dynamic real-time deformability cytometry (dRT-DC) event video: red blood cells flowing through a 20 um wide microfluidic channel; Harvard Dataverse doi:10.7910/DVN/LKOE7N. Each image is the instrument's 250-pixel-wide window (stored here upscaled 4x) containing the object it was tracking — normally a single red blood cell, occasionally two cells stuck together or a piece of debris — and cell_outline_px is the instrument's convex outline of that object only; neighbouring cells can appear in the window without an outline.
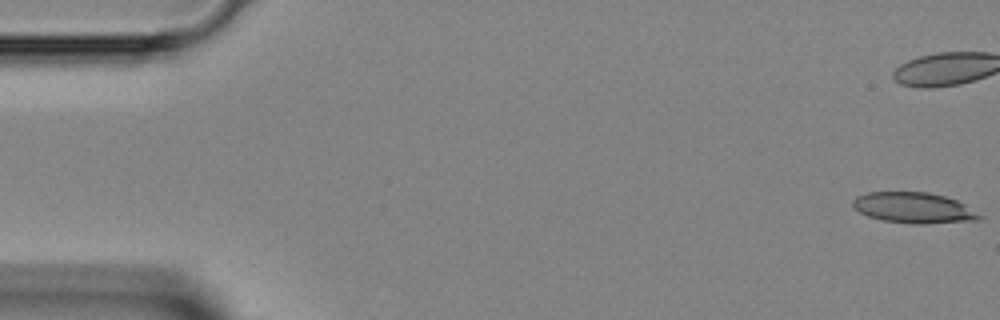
{"species": "Egyptian fruit bat (a non-hibernating species)", "species_latin": "Rousettus aegyptiacus", "temperature_condition": "room temperature", "stored_images_in_passage": 17, "camera_frame_rate_fps": 3000, "um_per_image_px": 0.085, "animal": {"sex": "female"}, "frame": {"image": 1, "passage_image": 1, "time_ms": 0.0, "image_size_px": [1000, 320], "cell_outline_px": [[984, 216], [980, 220], [920, 224], [916, 224], [884, 220], [868, 216], [860, 212], [852, 204], [852, 200], [856, 196], [868, 192], [928, 192], [944, 196], [956, 200], [964, 204]], "centroid_in_image_um": [77.68, 17.66], "position_along_channel_um": 7.3, "area_um2": 22.54}}